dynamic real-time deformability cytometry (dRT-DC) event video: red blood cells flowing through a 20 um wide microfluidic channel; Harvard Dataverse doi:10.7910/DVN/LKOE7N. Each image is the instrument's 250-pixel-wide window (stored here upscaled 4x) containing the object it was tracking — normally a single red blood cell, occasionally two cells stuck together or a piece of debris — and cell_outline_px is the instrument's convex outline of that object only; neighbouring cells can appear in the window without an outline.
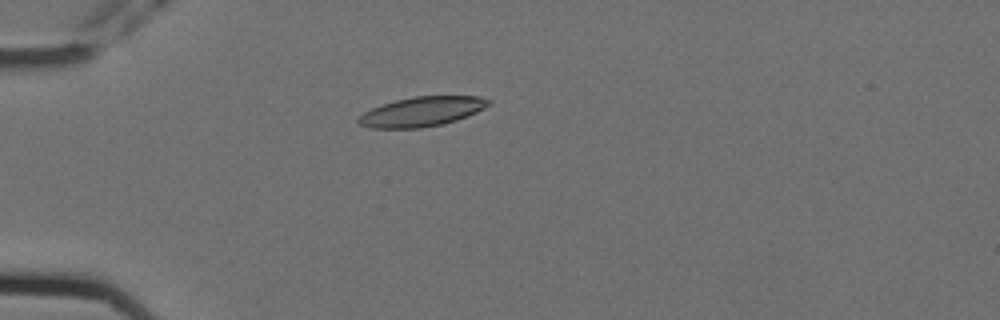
{"species": "Egyptian fruit bat (a non-hibernating species)", "species_latin": "Rousettus aegyptiacus", "temperature_condition": "cold", "stored_images_in_passage": 6, "camera_frame_rate_fps": 3000, "um_per_image_px": 0.085, "animal": {"sex": "female"}, "frame": {"image": 1, "passage_image": 5, "time_ms": 1.333, "image_size_px": [1000, 320], "cell_outline_px": [[492, 104], [468, 116], [444, 124], [420, 128], [372, 128], [360, 124], [356, 120], [356, 116], [372, 108], [396, 100], [412, 96], [480, 96], [492, 100]], "centroid_in_image_um": [35.88, 9.48], "position_along_channel_um": 49.1, "area_um2": 22.6}}